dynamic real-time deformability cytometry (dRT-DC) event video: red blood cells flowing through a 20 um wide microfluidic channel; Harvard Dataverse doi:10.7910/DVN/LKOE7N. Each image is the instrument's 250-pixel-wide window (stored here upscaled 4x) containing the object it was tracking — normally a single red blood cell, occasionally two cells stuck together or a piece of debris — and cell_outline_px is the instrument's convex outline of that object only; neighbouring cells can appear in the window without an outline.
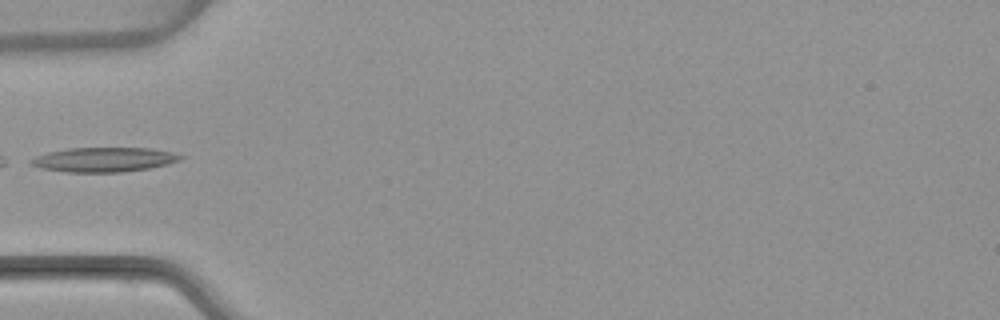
{"species": "common noctule bat (a hibernating species)", "species_latin": "Nyctalus noctula", "temperature_condition": "warm", "stored_images_in_passage": 5, "camera_frame_rate_fps": 3000, "um_per_image_px": 0.085, "animal": {"sex": "female", "body_mass_g": 22.7, "forearm_length_mm": 54.2}, "frame": {"image": 1, "passage_image": 4, "time_ms": 3.667, "image_size_px": [1000, 320], "cell_outline_px": [[184, 156], [180, 160], [168, 164], [148, 168], [120, 172], [64, 172], [40, 168], [28, 164], [28, 160], [36, 156], [48, 152], [68, 148], [148, 148], [172, 152]], "centroid_in_image_um": [8.78, 13.57], "position_along_channel_um": 76.2, "area_um2": 21.39}}
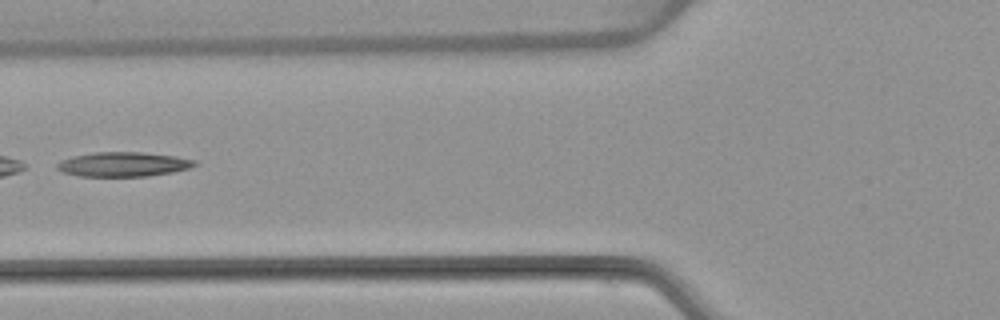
{"frame": {"image": 2, "passage_image": 5, "time_ms": 4.667, "image_size_px": [1000, 320], "cell_outline_px": [[200, 164], [188, 168], [172, 172], [148, 176], [80, 176], [60, 172], [56, 168], [56, 164], [60, 160], [72, 156], [92, 152], [140, 152], [176, 156], [196, 160]], "centroid_in_image_um": [10.45, 13.96], "position_along_channel_um": 115.3, "area_um2": 19.83}}